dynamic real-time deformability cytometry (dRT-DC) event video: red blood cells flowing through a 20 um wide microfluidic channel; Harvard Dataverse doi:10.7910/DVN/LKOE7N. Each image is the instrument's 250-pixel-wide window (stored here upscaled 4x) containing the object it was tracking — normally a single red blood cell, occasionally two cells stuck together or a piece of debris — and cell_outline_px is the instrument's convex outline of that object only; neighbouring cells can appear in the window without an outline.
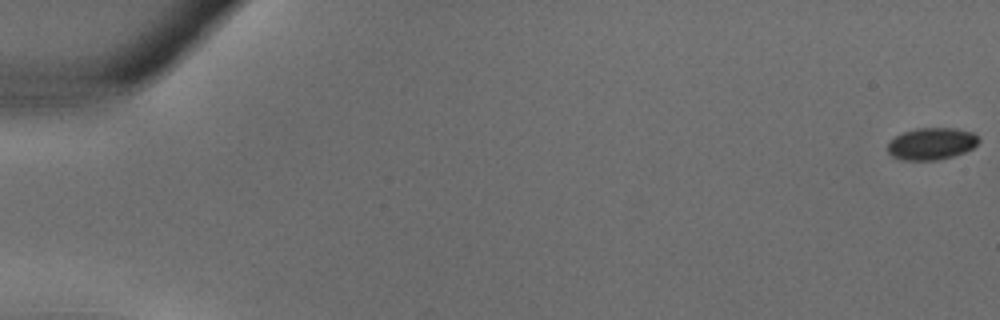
{"species": "common noctule bat (a hibernating species)", "species_latin": "Nyctalus noctula", "temperature_condition": "warm", "stored_images_in_passage": 37, "camera_frame_rate_fps": 3000, "um_per_image_px": 0.085, "animal": {"sex": "male", "body_mass_g": 18.8}, "frame": {"image": 1, "passage_image": 1, "time_ms": 0.0, "image_size_px": [1000, 320], "cell_outline_px": [[980, 140], [972, 148], [964, 152], [952, 156], [936, 160], [900, 160], [892, 156], [888, 152], [888, 144], [896, 136], [904, 132], [916, 128], [956, 128], [972, 132]], "centroid_in_image_um": [79.17, 12.21], "position_along_channel_um": 5.8, "area_um2": 16.82}}
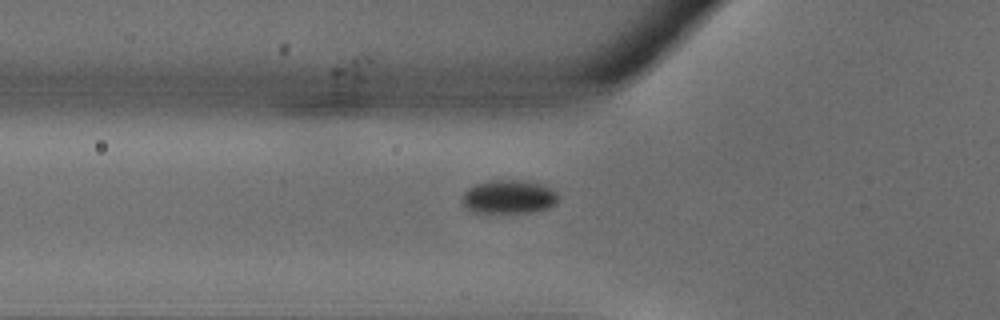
{"frame": {"image": 2, "passage_image": 14, "time_ms": 4.333, "image_size_px": [1000, 320], "cell_outline_px": [[560, 200], [556, 204], [548, 208], [528, 212], [472, 212], [464, 204], [464, 192], [468, 188], [476, 184], [488, 180], [524, 180], [544, 184], [552, 188], [560, 196]], "centroid_in_image_um": [43.33, 16.71], "position_along_channel_um": 82.5, "area_um2": 18.9}}
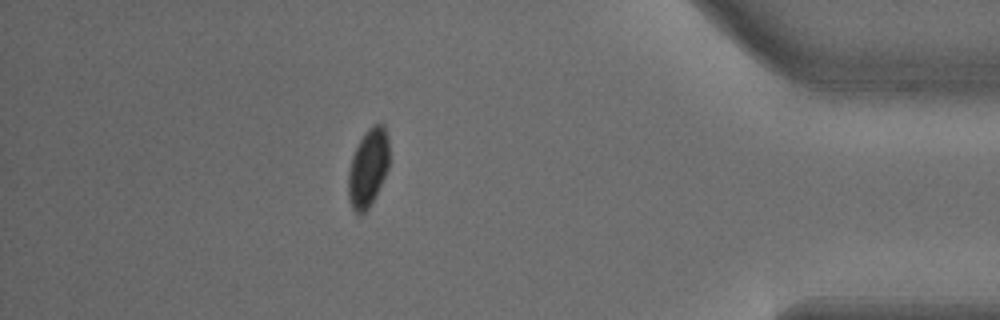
{"frame": {"image": 3, "passage_image": 33, "time_ms": 10.667, "image_size_px": [1000, 320], "cell_outline_px": [[388, 168], [368, 208], [360, 216], [356, 216], [352, 208], [348, 196], [348, 172], [352, 156], [364, 132], [372, 124], [384, 124], [388, 140]], "centroid_in_image_um": [31.26, 14.26], "position_along_channel_um": 403.9, "area_um2": 18.44}}